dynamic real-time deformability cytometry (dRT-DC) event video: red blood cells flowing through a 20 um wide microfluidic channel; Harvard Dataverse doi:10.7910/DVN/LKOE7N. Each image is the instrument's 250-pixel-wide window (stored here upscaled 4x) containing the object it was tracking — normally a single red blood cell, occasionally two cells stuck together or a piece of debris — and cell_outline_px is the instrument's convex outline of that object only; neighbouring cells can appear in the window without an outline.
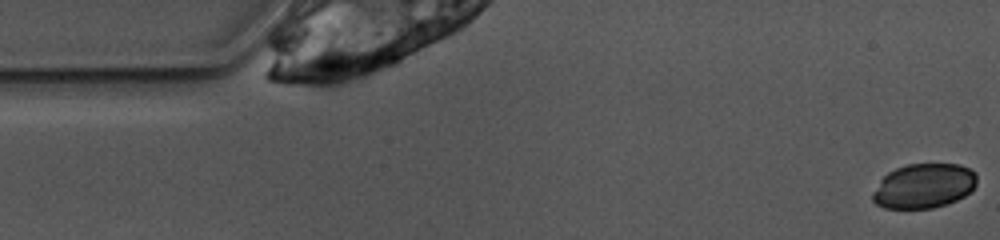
{"species": "common noctule bat (a hibernating species)", "species_latin": "Nyctalus noctula", "temperature_condition": "warm", "stored_images_in_passage": 5, "camera_frame_rate_fps": 3000, "um_per_image_px": 0.085, "animal": {"sex": "female", "body_mass_g": 10.0, "forearm_length_mm": 53.1}, "frame": {"image": 1, "passage_image": 1, "time_ms": 0.0, "image_size_px": [1000, 240], "cell_outline_px": [[976, 184], [964, 196], [956, 200], [932, 208], [884, 208], [876, 204], [872, 200], [872, 192], [880, 180], [888, 172], [896, 168], [908, 164], [960, 164], [976, 172]], "centroid_in_image_um": [78.5, 15.79], "position_along_channel_um": 6.5, "area_um2": 26.99}}